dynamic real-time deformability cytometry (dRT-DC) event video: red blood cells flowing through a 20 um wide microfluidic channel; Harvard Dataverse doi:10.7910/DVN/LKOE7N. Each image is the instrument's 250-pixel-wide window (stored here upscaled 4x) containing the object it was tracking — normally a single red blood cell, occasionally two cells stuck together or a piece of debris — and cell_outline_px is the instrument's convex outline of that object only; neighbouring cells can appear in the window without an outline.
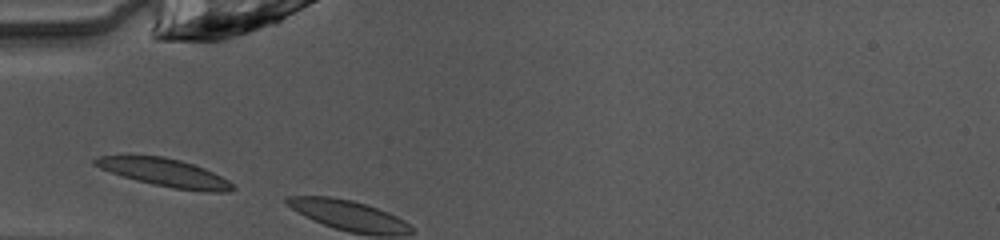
{"species": "common noctule bat (a hibernating species)", "species_latin": "Nyctalus noctula", "temperature_condition": "warm", "stored_images_in_passage": 2, "camera_frame_rate_fps": 3000, "um_per_image_px": 0.085, "animal": {"sex": "female", "body_mass_g": 10.0, "forearm_length_mm": 53.1}, "frame": {"image": 1, "passage_image": 1, "time_ms": 0.0, "image_size_px": [1000, 240], "cell_outline_px": [[236, 188], [228, 192], [208, 192], [172, 188], [152, 184], [136, 180], [100, 168], [92, 164], [92, 160], [100, 156], [164, 156], [180, 160], [204, 168], [228, 180]], "centroid_in_image_um": [14.03, 14.68], "position_along_channel_um": 71.0, "area_um2": 22.14}}